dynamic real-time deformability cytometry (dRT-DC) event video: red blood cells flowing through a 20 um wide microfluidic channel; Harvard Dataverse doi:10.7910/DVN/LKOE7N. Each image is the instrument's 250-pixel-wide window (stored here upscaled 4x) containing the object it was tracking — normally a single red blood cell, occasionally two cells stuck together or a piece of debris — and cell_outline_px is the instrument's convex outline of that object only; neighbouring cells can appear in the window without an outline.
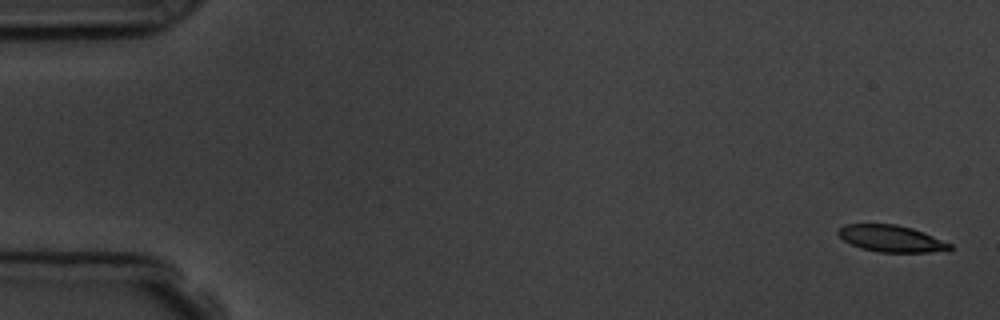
{"species": "common noctule bat (a hibernating species)", "species_latin": "Nyctalus noctula", "temperature_condition": "room temperature", "stored_images_in_passage": 5, "camera_frame_rate_fps": 3000, "um_per_image_px": 0.085, "animal": {"sex": "male", "body_mass_g": 19.5, "forearm_length_mm": 54.6}, "frame": {"image": 1, "passage_image": 1, "time_ms": 0.0, "image_size_px": [1000, 320], "cell_outline_px": [[952, 248], [948, 252], [880, 252], [860, 248], [844, 240], [836, 232], [844, 224], [896, 224], [912, 228], [924, 232], [952, 244]], "centroid_in_image_um": [75.8, 20.28], "position_along_channel_um": 9.2, "area_um2": 17.46}}
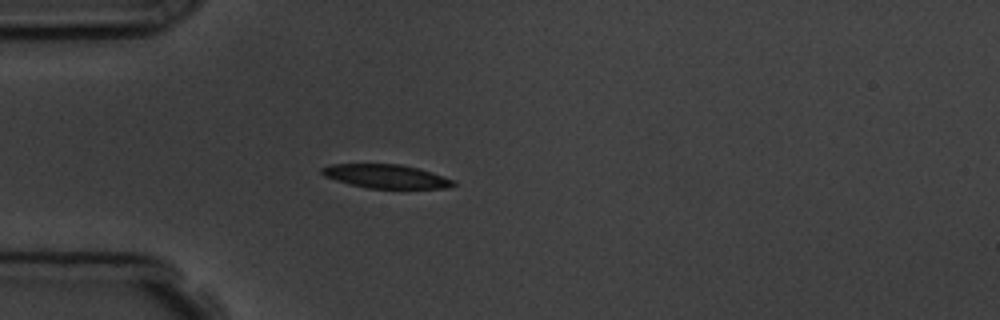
{"frame": {"image": 2, "passage_image": 5, "time_ms": 4.667, "image_size_px": [1000, 320], "cell_outline_px": [[456, 184], [448, 188], [368, 188], [348, 184], [324, 176], [320, 172], [320, 168], [332, 164], [400, 164], [432, 172], [456, 180]], "centroid_in_image_um": [32.82, 14.99], "position_along_channel_um": 52.2, "area_um2": 18.21}}